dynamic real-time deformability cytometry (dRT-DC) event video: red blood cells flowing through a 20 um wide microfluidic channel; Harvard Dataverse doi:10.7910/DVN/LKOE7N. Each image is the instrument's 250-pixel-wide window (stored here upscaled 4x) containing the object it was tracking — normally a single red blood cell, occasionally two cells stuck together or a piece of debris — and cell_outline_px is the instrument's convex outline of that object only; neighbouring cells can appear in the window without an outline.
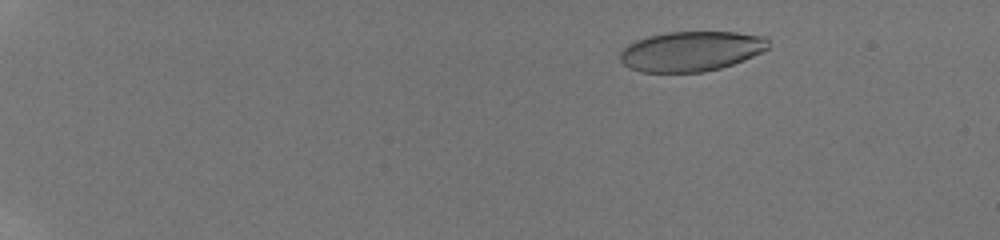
{"species": "human", "species_latin": "Homo sapiens", "temperature_condition": "room temperature", "stored_images_in_passage": 60, "camera_frame_rate_fps": 3000, "um_per_image_px": 0.085, "donor": {"sex": "male"}, "frame": {"image": 1, "passage_image": 11, "time_ms": 3.0, "image_size_px": [1000, 240], "cell_outline_px": [[768, 48], [744, 60], [720, 68], [704, 72], [640, 72], [628, 68], [620, 60], [620, 52], [628, 44], [636, 40], [648, 36], [668, 32], [736, 32], [764, 36], [768, 40]], "centroid_in_image_um": [58.71, 4.36], "position_along_channel_um": 26.3, "area_um2": 34.51}}
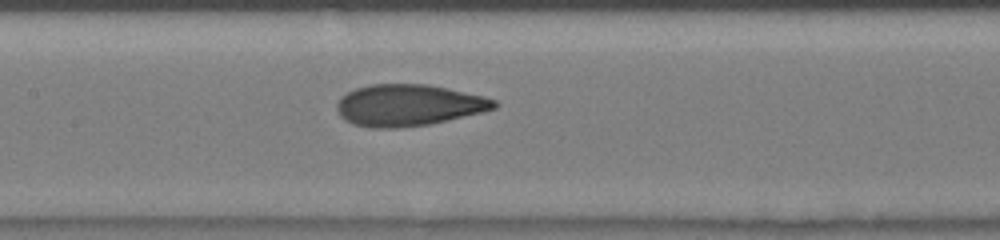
{"frame": {"image": 2, "passage_image": 34, "time_ms": 10.0, "image_size_px": [1000, 240], "cell_outline_px": [[500, 104], [496, 108], [480, 112], [428, 124], [400, 128], [368, 128], [352, 124], [344, 120], [340, 116], [336, 108], [336, 104], [340, 96], [356, 88], [368, 84], [428, 84], [484, 96], [496, 100]], "centroid_in_image_um": [34.67, 8.94], "position_along_channel_um": 172.7, "area_um2": 38.21}}
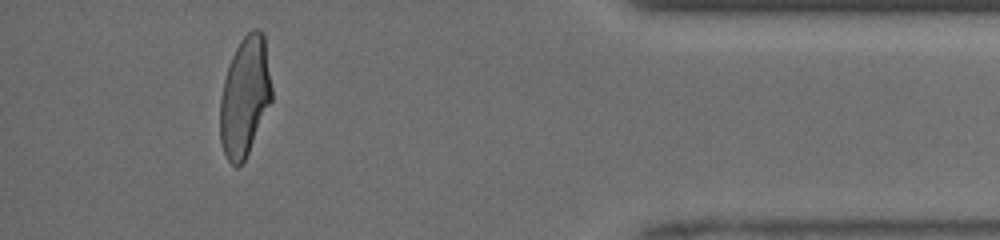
{"frame": {"image": 3, "passage_image": 56, "time_ms": 16.667, "image_size_px": [1000, 240], "cell_outline_px": [[272, 100], [248, 152], [244, 160], [236, 168], [228, 160], [224, 152], [220, 140], [220, 100], [224, 80], [228, 64], [240, 40], [252, 28], [260, 28], [264, 32], [272, 88]], "centroid_in_image_um": [20.82, 8.16], "position_along_channel_um": 414.4, "area_um2": 35.95}, "authors_computed_cell_mechanics": {"area_um2": 36.5296, "velocity_mm_per_s": 4.1357, "shape_relaxation_time_tau1_ms": 6.9424, "shape_relaxation_time_tau2_ms": 0.9629, "deformation_change_tau1": 0.2386, "deformation_change_tau2": 0.0793}}